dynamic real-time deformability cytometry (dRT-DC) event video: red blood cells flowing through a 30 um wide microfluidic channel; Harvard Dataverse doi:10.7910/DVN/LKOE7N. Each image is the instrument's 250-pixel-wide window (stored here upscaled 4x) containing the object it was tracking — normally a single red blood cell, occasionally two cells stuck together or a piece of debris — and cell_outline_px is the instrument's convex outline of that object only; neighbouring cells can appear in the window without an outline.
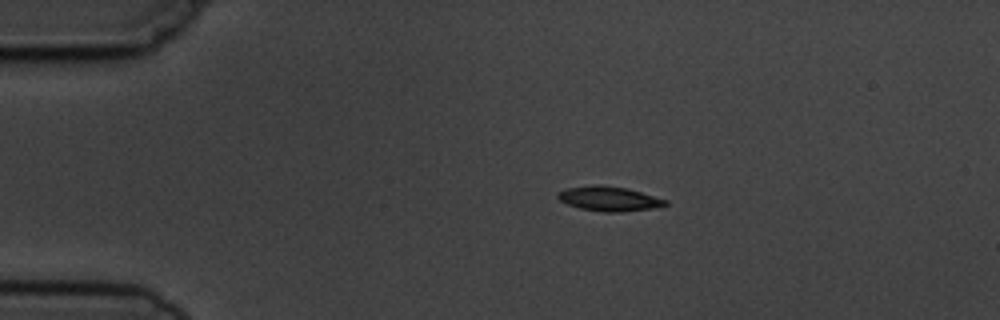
{"species": "common noctule bat (a hibernating species)", "species_latin": "Nyctalus noctula", "temperature_condition": "cold", "stored_images_in_passage": 4, "camera_frame_rate_fps": 3000, "um_per_image_px": 0.085, "animal": {"sex": "male", "body_mass_g": 19.5, "forearm_length_mm": 54.6}, "frame": {"image": 1, "passage_image": 2, "time_ms": 2.0, "image_size_px": [1000, 320], "cell_outline_px": [[668, 204], [652, 208], [620, 212], [604, 212], [580, 208], [568, 204], [560, 200], [556, 196], [556, 192], [568, 188], [596, 184], [600, 184], [628, 188], [668, 200]], "centroid_in_image_um": [51.76, 16.88], "position_along_channel_um": 33.2, "area_um2": 15.43}}
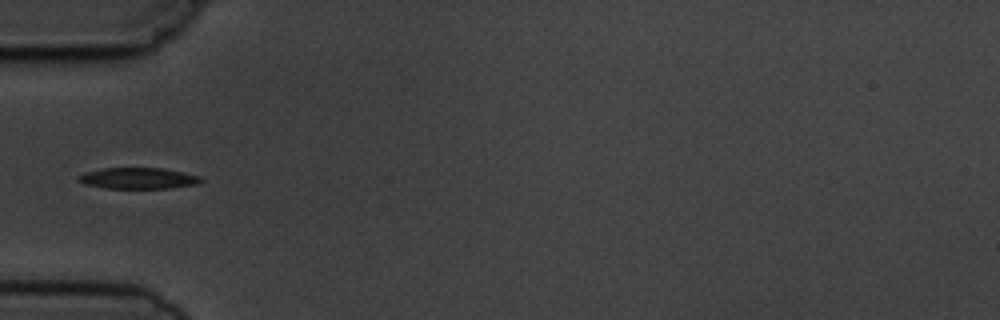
{"frame": {"image": 2, "passage_image": 4, "time_ms": 4.333, "image_size_px": [1000, 320], "cell_outline_px": [[204, 180], [196, 184], [168, 188], [104, 188], [84, 184], [76, 180], [76, 176], [100, 168], [160, 168], [200, 176]], "centroid_in_image_um": [11.69, 15.15], "position_along_channel_um": 73.3, "area_um2": 14.97}}